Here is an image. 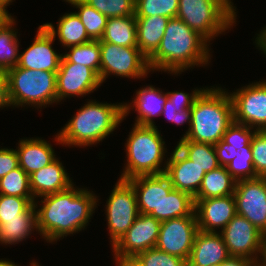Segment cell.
I'll return each mask as SVG.
<instances>
[{"label": "cell", "instance_id": "1", "mask_svg": "<svg viewBox=\"0 0 266 266\" xmlns=\"http://www.w3.org/2000/svg\"><path fill=\"white\" fill-rule=\"evenodd\" d=\"M41 197L44 200L36 210L37 229L50 243L84 229L98 200L94 193L85 188L76 189L74 184L64 191Z\"/></svg>", "mask_w": 266, "mask_h": 266}, {"label": "cell", "instance_id": "2", "mask_svg": "<svg viewBox=\"0 0 266 266\" xmlns=\"http://www.w3.org/2000/svg\"><path fill=\"white\" fill-rule=\"evenodd\" d=\"M207 40L178 17L170 18L156 52L148 59L150 71L178 74L209 62Z\"/></svg>", "mask_w": 266, "mask_h": 266}, {"label": "cell", "instance_id": "3", "mask_svg": "<svg viewBox=\"0 0 266 266\" xmlns=\"http://www.w3.org/2000/svg\"><path fill=\"white\" fill-rule=\"evenodd\" d=\"M124 104L89 101L56 135L57 143L90 146L106 139L124 119Z\"/></svg>", "mask_w": 266, "mask_h": 266}, {"label": "cell", "instance_id": "4", "mask_svg": "<svg viewBox=\"0 0 266 266\" xmlns=\"http://www.w3.org/2000/svg\"><path fill=\"white\" fill-rule=\"evenodd\" d=\"M191 117L190 129L181 139L217 144L234 122L229 93L219 87L204 89L191 108Z\"/></svg>", "mask_w": 266, "mask_h": 266}, {"label": "cell", "instance_id": "5", "mask_svg": "<svg viewBox=\"0 0 266 266\" xmlns=\"http://www.w3.org/2000/svg\"><path fill=\"white\" fill-rule=\"evenodd\" d=\"M130 133L125 144L127 164L120 179L129 180L137 176L164 174L166 168H160V164L167 151L157 126L135 124Z\"/></svg>", "mask_w": 266, "mask_h": 266}, {"label": "cell", "instance_id": "6", "mask_svg": "<svg viewBox=\"0 0 266 266\" xmlns=\"http://www.w3.org/2000/svg\"><path fill=\"white\" fill-rule=\"evenodd\" d=\"M209 43L236 22L231 0H179L177 16Z\"/></svg>", "mask_w": 266, "mask_h": 266}, {"label": "cell", "instance_id": "7", "mask_svg": "<svg viewBox=\"0 0 266 266\" xmlns=\"http://www.w3.org/2000/svg\"><path fill=\"white\" fill-rule=\"evenodd\" d=\"M8 95L13 106L42 107L57 103L56 73L13 67L7 72Z\"/></svg>", "mask_w": 266, "mask_h": 266}, {"label": "cell", "instance_id": "8", "mask_svg": "<svg viewBox=\"0 0 266 266\" xmlns=\"http://www.w3.org/2000/svg\"><path fill=\"white\" fill-rule=\"evenodd\" d=\"M100 52L101 83L110 74L135 79L145 77L150 72L148 59L140 52L138 47H125L100 42Z\"/></svg>", "mask_w": 266, "mask_h": 266}, {"label": "cell", "instance_id": "9", "mask_svg": "<svg viewBox=\"0 0 266 266\" xmlns=\"http://www.w3.org/2000/svg\"><path fill=\"white\" fill-rule=\"evenodd\" d=\"M106 204L107 225L113 247L139 215L132 184L128 180L119 179Z\"/></svg>", "mask_w": 266, "mask_h": 266}, {"label": "cell", "instance_id": "10", "mask_svg": "<svg viewBox=\"0 0 266 266\" xmlns=\"http://www.w3.org/2000/svg\"><path fill=\"white\" fill-rule=\"evenodd\" d=\"M161 221L139 213L132 226L112 247L116 264L133 259L138 253L154 248L158 241Z\"/></svg>", "mask_w": 266, "mask_h": 266}, {"label": "cell", "instance_id": "11", "mask_svg": "<svg viewBox=\"0 0 266 266\" xmlns=\"http://www.w3.org/2000/svg\"><path fill=\"white\" fill-rule=\"evenodd\" d=\"M233 120L257 131L266 128V80L254 82L230 93Z\"/></svg>", "mask_w": 266, "mask_h": 266}, {"label": "cell", "instance_id": "12", "mask_svg": "<svg viewBox=\"0 0 266 266\" xmlns=\"http://www.w3.org/2000/svg\"><path fill=\"white\" fill-rule=\"evenodd\" d=\"M233 195L237 214L266 234V177L238 180Z\"/></svg>", "mask_w": 266, "mask_h": 266}, {"label": "cell", "instance_id": "13", "mask_svg": "<svg viewBox=\"0 0 266 266\" xmlns=\"http://www.w3.org/2000/svg\"><path fill=\"white\" fill-rule=\"evenodd\" d=\"M198 231L196 216H184L162 221L155 247L187 262Z\"/></svg>", "mask_w": 266, "mask_h": 266}, {"label": "cell", "instance_id": "14", "mask_svg": "<svg viewBox=\"0 0 266 266\" xmlns=\"http://www.w3.org/2000/svg\"><path fill=\"white\" fill-rule=\"evenodd\" d=\"M220 234L230 256L244 257L258 263L257 254L261 255L264 234L245 217L236 214Z\"/></svg>", "mask_w": 266, "mask_h": 266}, {"label": "cell", "instance_id": "15", "mask_svg": "<svg viewBox=\"0 0 266 266\" xmlns=\"http://www.w3.org/2000/svg\"><path fill=\"white\" fill-rule=\"evenodd\" d=\"M57 102L66 97L84 96L101 86L99 76L89 67L70 63L63 56L56 73Z\"/></svg>", "mask_w": 266, "mask_h": 266}, {"label": "cell", "instance_id": "16", "mask_svg": "<svg viewBox=\"0 0 266 266\" xmlns=\"http://www.w3.org/2000/svg\"><path fill=\"white\" fill-rule=\"evenodd\" d=\"M135 191L138 211L161 221V202L173 189L165 174L137 176L128 180Z\"/></svg>", "mask_w": 266, "mask_h": 266}, {"label": "cell", "instance_id": "17", "mask_svg": "<svg viewBox=\"0 0 266 266\" xmlns=\"http://www.w3.org/2000/svg\"><path fill=\"white\" fill-rule=\"evenodd\" d=\"M34 42L22 54H19L18 67L57 72L60 67L62 54L52 49L55 37L44 25L38 27Z\"/></svg>", "mask_w": 266, "mask_h": 266}, {"label": "cell", "instance_id": "18", "mask_svg": "<svg viewBox=\"0 0 266 266\" xmlns=\"http://www.w3.org/2000/svg\"><path fill=\"white\" fill-rule=\"evenodd\" d=\"M194 201L198 228L203 232L215 233L220 227L223 230L237 214L234 195Z\"/></svg>", "mask_w": 266, "mask_h": 266}, {"label": "cell", "instance_id": "19", "mask_svg": "<svg viewBox=\"0 0 266 266\" xmlns=\"http://www.w3.org/2000/svg\"><path fill=\"white\" fill-rule=\"evenodd\" d=\"M165 175L169 178L173 189L190 194L193 198L197 195L202 179L206 174L203 169L188 159L177 147L166 161Z\"/></svg>", "mask_w": 266, "mask_h": 266}, {"label": "cell", "instance_id": "20", "mask_svg": "<svg viewBox=\"0 0 266 266\" xmlns=\"http://www.w3.org/2000/svg\"><path fill=\"white\" fill-rule=\"evenodd\" d=\"M230 257L222 235L218 232L198 231L187 266L219 265Z\"/></svg>", "mask_w": 266, "mask_h": 266}, {"label": "cell", "instance_id": "21", "mask_svg": "<svg viewBox=\"0 0 266 266\" xmlns=\"http://www.w3.org/2000/svg\"><path fill=\"white\" fill-rule=\"evenodd\" d=\"M34 199L68 189L73 183L62 163L55 158L50 164L29 175Z\"/></svg>", "mask_w": 266, "mask_h": 266}, {"label": "cell", "instance_id": "22", "mask_svg": "<svg viewBox=\"0 0 266 266\" xmlns=\"http://www.w3.org/2000/svg\"><path fill=\"white\" fill-rule=\"evenodd\" d=\"M167 100V94L162 90L155 89L153 86L141 88L136 92L135 99L132 101L134 104H124V118L130 113L131 107L137 111L138 116L136 123L141 126H155L153 117L161 116L164 104ZM133 105V106H131Z\"/></svg>", "mask_w": 266, "mask_h": 266}, {"label": "cell", "instance_id": "23", "mask_svg": "<svg viewBox=\"0 0 266 266\" xmlns=\"http://www.w3.org/2000/svg\"><path fill=\"white\" fill-rule=\"evenodd\" d=\"M17 149L19 167L28 175L47 166L56 158L51 144L41 138L20 140Z\"/></svg>", "mask_w": 266, "mask_h": 266}, {"label": "cell", "instance_id": "24", "mask_svg": "<svg viewBox=\"0 0 266 266\" xmlns=\"http://www.w3.org/2000/svg\"><path fill=\"white\" fill-rule=\"evenodd\" d=\"M169 19L163 16L136 17L137 47L147 59L158 49Z\"/></svg>", "mask_w": 266, "mask_h": 266}, {"label": "cell", "instance_id": "25", "mask_svg": "<svg viewBox=\"0 0 266 266\" xmlns=\"http://www.w3.org/2000/svg\"><path fill=\"white\" fill-rule=\"evenodd\" d=\"M43 25L54 37H56V35L58 36L59 41L64 47L69 48L91 41L76 11L74 13H66L60 17L57 29L54 28L52 23Z\"/></svg>", "mask_w": 266, "mask_h": 266}, {"label": "cell", "instance_id": "26", "mask_svg": "<svg viewBox=\"0 0 266 266\" xmlns=\"http://www.w3.org/2000/svg\"><path fill=\"white\" fill-rule=\"evenodd\" d=\"M99 41L125 47H137L135 15L108 18L103 36Z\"/></svg>", "mask_w": 266, "mask_h": 266}, {"label": "cell", "instance_id": "27", "mask_svg": "<svg viewBox=\"0 0 266 266\" xmlns=\"http://www.w3.org/2000/svg\"><path fill=\"white\" fill-rule=\"evenodd\" d=\"M236 182L227 171L226 166H219L204 175L194 200L233 195Z\"/></svg>", "mask_w": 266, "mask_h": 266}, {"label": "cell", "instance_id": "28", "mask_svg": "<svg viewBox=\"0 0 266 266\" xmlns=\"http://www.w3.org/2000/svg\"><path fill=\"white\" fill-rule=\"evenodd\" d=\"M220 166H226L227 171L236 180L253 179L258 176L253 166L252 151L230 152L224 149H215Z\"/></svg>", "mask_w": 266, "mask_h": 266}, {"label": "cell", "instance_id": "29", "mask_svg": "<svg viewBox=\"0 0 266 266\" xmlns=\"http://www.w3.org/2000/svg\"><path fill=\"white\" fill-rule=\"evenodd\" d=\"M188 159L208 173L220 165L214 145L181 139L176 146Z\"/></svg>", "mask_w": 266, "mask_h": 266}, {"label": "cell", "instance_id": "30", "mask_svg": "<svg viewBox=\"0 0 266 266\" xmlns=\"http://www.w3.org/2000/svg\"><path fill=\"white\" fill-rule=\"evenodd\" d=\"M194 198L183 191L172 189L161 202V222L184 216H196Z\"/></svg>", "mask_w": 266, "mask_h": 266}, {"label": "cell", "instance_id": "31", "mask_svg": "<svg viewBox=\"0 0 266 266\" xmlns=\"http://www.w3.org/2000/svg\"><path fill=\"white\" fill-rule=\"evenodd\" d=\"M14 18L12 17L0 27V70L8 71L16 67L19 60L17 32L13 30ZM18 42V43H17Z\"/></svg>", "mask_w": 266, "mask_h": 266}, {"label": "cell", "instance_id": "32", "mask_svg": "<svg viewBox=\"0 0 266 266\" xmlns=\"http://www.w3.org/2000/svg\"><path fill=\"white\" fill-rule=\"evenodd\" d=\"M247 125L233 122L228 128L223 139L214 145L215 149H224L230 152L251 151V140L257 130Z\"/></svg>", "mask_w": 266, "mask_h": 266}, {"label": "cell", "instance_id": "33", "mask_svg": "<svg viewBox=\"0 0 266 266\" xmlns=\"http://www.w3.org/2000/svg\"><path fill=\"white\" fill-rule=\"evenodd\" d=\"M66 2L78 8L76 14L85 26L88 37L91 40H100L108 18L83 0H66Z\"/></svg>", "mask_w": 266, "mask_h": 266}, {"label": "cell", "instance_id": "34", "mask_svg": "<svg viewBox=\"0 0 266 266\" xmlns=\"http://www.w3.org/2000/svg\"><path fill=\"white\" fill-rule=\"evenodd\" d=\"M70 51L63 57L70 63L91 68L100 78V41L91 40L87 43L69 47Z\"/></svg>", "mask_w": 266, "mask_h": 266}, {"label": "cell", "instance_id": "35", "mask_svg": "<svg viewBox=\"0 0 266 266\" xmlns=\"http://www.w3.org/2000/svg\"><path fill=\"white\" fill-rule=\"evenodd\" d=\"M36 208L27 198L0 194V224L4 219L37 218Z\"/></svg>", "mask_w": 266, "mask_h": 266}, {"label": "cell", "instance_id": "36", "mask_svg": "<svg viewBox=\"0 0 266 266\" xmlns=\"http://www.w3.org/2000/svg\"><path fill=\"white\" fill-rule=\"evenodd\" d=\"M37 229V218H12L4 219V224H0V243L17 244Z\"/></svg>", "mask_w": 266, "mask_h": 266}, {"label": "cell", "instance_id": "37", "mask_svg": "<svg viewBox=\"0 0 266 266\" xmlns=\"http://www.w3.org/2000/svg\"><path fill=\"white\" fill-rule=\"evenodd\" d=\"M0 194L27 198L31 203L35 199L30 189L29 175L21 167L11 170L0 179Z\"/></svg>", "mask_w": 266, "mask_h": 266}, {"label": "cell", "instance_id": "38", "mask_svg": "<svg viewBox=\"0 0 266 266\" xmlns=\"http://www.w3.org/2000/svg\"><path fill=\"white\" fill-rule=\"evenodd\" d=\"M179 0H135V17L177 16Z\"/></svg>", "mask_w": 266, "mask_h": 266}, {"label": "cell", "instance_id": "39", "mask_svg": "<svg viewBox=\"0 0 266 266\" xmlns=\"http://www.w3.org/2000/svg\"><path fill=\"white\" fill-rule=\"evenodd\" d=\"M131 261L136 266H187L184 259L168 254L156 247L138 253Z\"/></svg>", "mask_w": 266, "mask_h": 266}, {"label": "cell", "instance_id": "40", "mask_svg": "<svg viewBox=\"0 0 266 266\" xmlns=\"http://www.w3.org/2000/svg\"><path fill=\"white\" fill-rule=\"evenodd\" d=\"M107 18L135 15V0H83Z\"/></svg>", "mask_w": 266, "mask_h": 266}, {"label": "cell", "instance_id": "41", "mask_svg": "<svg viewBox=\"0 0 266 266\" xmlns=\"http://www.w3.org/2000/svg\"><path fill=\"white\" fill-rule=\"evenodd\" d=\"M253 166L258 177H266V134L256 131L251 140Z\"/></svg>", "mask_w": 266, "mask_h": 266}, {"label": "cell", "instance_id": "42", "mask_svg": "<svg viewBox=\"0 0 266 266\" xmlns=\"http://www.w3.org/2000/svg\"><path fill=\"white\" fill-rule=\"evenodd\" d=\"M173 104L167 99L164 107L162 115H165L166 118L176 123L177 125H182L183 123L187 122L189 123V129L191 125V109H185L180 107L172 106Z\"/></svg>", "mask_w": 266, "mask_h": 266}, {"label": "cell", "instance_id": "43", "mask_svg": "<svg viewBox=\"0 0 266 266\" xmlns=\"http://www.w3.org/2000/svg\"><path fill=\"white\" fill-rule=\"evenodd\" d=\"M203 89H195L191 94L185 92H167V99L173 104L172 106L191 109L196 98L200 95Z\"/></svg>", "mask_w": 266, "mask_h": 266}, {"label": "cell", "instance_id": "44", "mask_svg": "<svg viewBox=\"0 0 266 266\" xmlns=\"http://www.w3.org/2000/svg\"><path fill=\"white\" fill-rule=\"evenodd\" d=\"M19 167L18 154L16 149H0V179L8 174L11 170Z\"/></svg>", "mask_w": 266, "mask_h": 266}, {"label": "cell", "instance_id": "45", "mask_svg": "<svg viewBox=\"0 0 266 266\" xmlns=\"http://www.w3.org/2000/svg\"><path fill=\"white\" fill-rule=\"evenodd\" d=\"M11 106L8 95V77L6 71L0 70V108Z\"/></svg>", "mask_w": 266, "mask_h": 266}, {"label": "cell", "instance_id": "46", "mask_svg": "<svg viewBox=\"0 0 266 266\" xmlns=\"http://www.w3.org/2000/svg\"><path fill=\"white\" fill-rule=\"evenodd\" d=\"M220 266H257V264L248 258L230 256Z\"/></svg>", "mask_w": 266, "mask_h": 266}, {"label": "cell", "instance_id": "47", "mask_svg": "<svg viewBox=\"0 0 266 266\" xmlns=\"http://www.w3.org/2000/svg\"><path fill=\"white\" fill-rule=\"evenodd\" d=\"M12 16L6 11V7L0 3V27L9 21Z\"/></svg>", "mask_w": 266, "mask_h": 266}, {"label": "cell", "instance_id": "48", "mask_svg": "<svg viewBox=\"0 0 266 266\" xmlns=\"http://www.w3.org/2000/svg\"><path fill=\"white\" fill-rule=\"evenodd\" d=\"M256 44L258 47H266V27L261 30L260 34H258V37L255 39Z\"/></svg>", "mask_w": 266, "mask_h": 266}, {"label": "cell", "instance_id": "49", "mask_svg": "<svg viewBox=\"0 0 266 266\" xmlns=\"http://www.w3.org/2000/svg\"><path fill=\"white\" fill-rule=\"evenodd\" d=\"M260 256H262L260 258H261V260L262 259L263 260H262V263H261V261L259 263H257V266H266V234H264V237H263V244H262Z\"/></svg>", "mask_w": 266, "mask_h": 266}, {"label": "cell", "instance_id": "50", "mask_svg": "<svg viewBox=\"0 0 266 266\" xmlns=\"http://www.w3.org/2000/svg\"><path fill=\"white\" fill-rule=\"evenodd\" d=\"M31 264V266H39L38 265V263H36V262H31L30 263ZM0 266H18V265H16L14 262H12V261H8V260H0Z\"/></svg>", "mask_w": 266, "mask_h": 266}, {"label": "cell", "instance_id": "51", "mask_svg": "<svg viewBox=\"0 0 266 266\" xmlns=\"http://www.w3.org/2000/svg\"><path fill=\"white\" fill-rule=\"evenodd\" d=\"M117 265L118 266H136L131 260L120 262Z\"/></svg>", "mask_w": 266, "mask_h": 266}, {"label": "cell", "instance_id": "52", "mask_svg": "<svg viewBox=\"0 0 266 266\" xmlns=\"http://www.w3.org/2000/svg\"><path fill=\"white\" fill-rule=\"evenodd\" d=\"M13 0H0V3H2L6 8L7 6L12 2Z\"/></svg>", "mask_w": 266, "mask_h": 266}, {"label": "cell", "instance_id": "53", "mask_svg": "<svg viewBox=\"0 0 266 266\" xmlns=\"http://www.w3.org/2000/svg\"><path fill=\"white\" fill-rule=\"evenodd\" d=\"M260 50H262L263 53H265V55H266V47H260Z\"/></svg>", "mask_w": 266, "mask_h": 266}]
</instances>
